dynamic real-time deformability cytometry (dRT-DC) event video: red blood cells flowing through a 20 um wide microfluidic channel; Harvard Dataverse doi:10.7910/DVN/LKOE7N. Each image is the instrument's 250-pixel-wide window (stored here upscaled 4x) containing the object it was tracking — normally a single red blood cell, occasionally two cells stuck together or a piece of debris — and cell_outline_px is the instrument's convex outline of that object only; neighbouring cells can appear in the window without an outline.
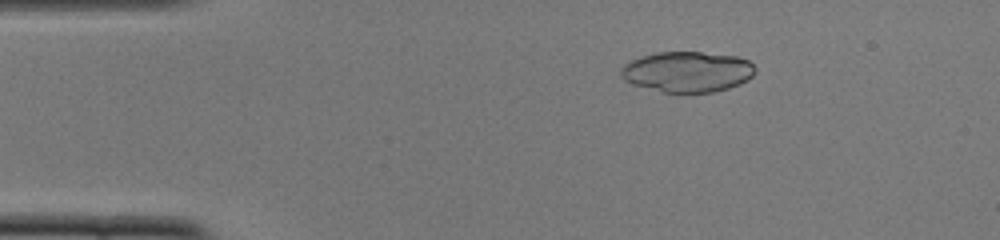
{"species": "common noctule bat (a hibernating species)", "species_latin": "Nyctalus noctula", "temperature_condition": "cold", "stored_images_in_passage": 43, "camera_frame_rate_fps": 3000, "um_per_image_px": 0.085, "animal": {"sex": "female", "body_mass_g": 22.0, "forearm_length_mm": 56.7}, "frame": {"image": 1, "passage_image": 1, "time_ms": 0.0, "image_size_px": [1000, 240], "cell_outline_px": [[756, 72], [748, 80], [740, 84], [728, 88], [712, 92], [664, 92], [632, 84], [624, 80], [620, 76], [620, 68], [628, 60], [640, 56], [656, 52], [700, 52], [736, 56], [748, 60], [756, 68]], "centroid_in_image_um": [58.4, 6.09], "position_along_channel_um": 26.6, "area_um2": 31.96}}